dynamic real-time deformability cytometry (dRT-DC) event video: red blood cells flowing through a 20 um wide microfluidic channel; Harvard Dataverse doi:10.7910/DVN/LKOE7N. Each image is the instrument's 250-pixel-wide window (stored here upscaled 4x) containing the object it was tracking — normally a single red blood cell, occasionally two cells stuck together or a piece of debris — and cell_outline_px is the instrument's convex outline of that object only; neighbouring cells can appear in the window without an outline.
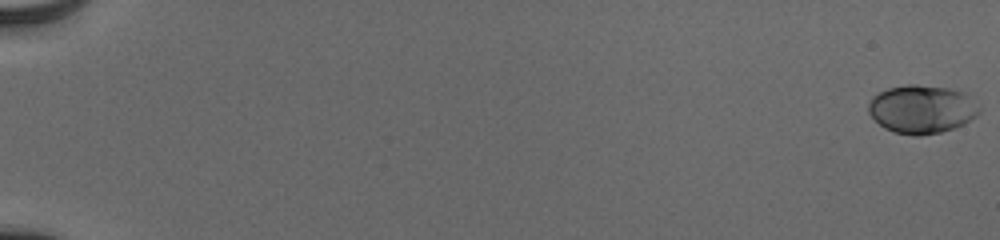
{"species": "human", "species_latin": "Homo sapiens", "temperature_condition": "cold", "stored_images_in_passage": 56, "camera_frame_rate_fps": 3000, "um_per_image_px": 0.085, "donor": {"sex": "male"}, "frame": {"image": 1, "passage_image": 1, "time_ms": 0.0, "image_size_px": [1000, 240], "cell_outline_px": [[980, 112], [976, 116], [964, 124], [940, 132], [920, 136], [912, 136], [892, 132], [884, 128], [868, 112], [868, 104], [872, 96], [888, 88], [908, 84], [916, 84], [948, 88], [964, 92], [980, 108]], "centroid_in_image_um": [78.33, 9.29], "position_along_channel_um": 6.7, "area_um2": 31.21}}
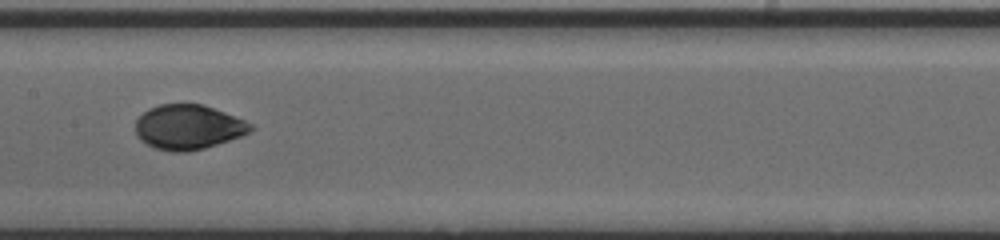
{"frame": {"image": 2, "passage_image": 32, "time_ms": 10.333, "image_size_px": [1000, 240], "cell_outline_px": [[256, 128], [240, 136], [204, 148], [188, 152], [172, 152], [152, 148], [140, 140], [136, 136], [136, 120], [148, 108], [160, 104], [204, 104], [244, 120], [252, 124]], "centroid_in_image_um": [15.97, 10.81], "position_along_channel_um": 191.4, "area_um2": 30.06}}
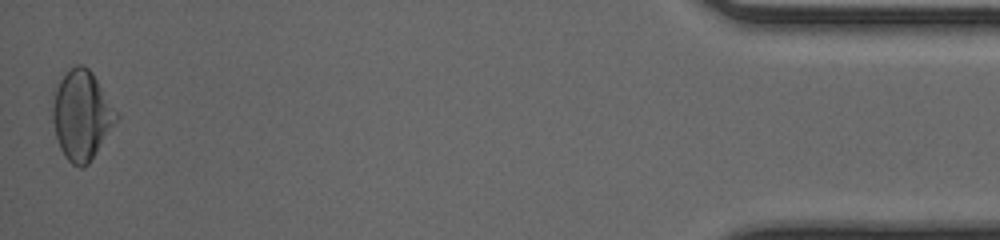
{"frame": {"image": 3, "passage_image": 56, "time_ms": 18.333, "image_size_px": [1000, 240], "cell_outline_px": [[120, 116], [88, 164], [80, 168], [72, 164], [68, 160], [60, 148], [56, 136], [52, 120], [52, 88], [76, 64], [84, 64], [92, 72]], "centroid_in_image_um": [6.91, 9.77], "position_along_channel_um": 428.3, "area_um2": 33.12}, "authors_computed_cell_mechanics": {"area_um2": 30.2005, "velocity_mm_per_s": 3.9131, "shape_relaxation_time_tau1_ms": 3.6574, "shape_relaxation_time_tau2_ms": 0.7514, "deformation_change_tau1": 0.143, "deformation_change_tau2": 0.0323}}